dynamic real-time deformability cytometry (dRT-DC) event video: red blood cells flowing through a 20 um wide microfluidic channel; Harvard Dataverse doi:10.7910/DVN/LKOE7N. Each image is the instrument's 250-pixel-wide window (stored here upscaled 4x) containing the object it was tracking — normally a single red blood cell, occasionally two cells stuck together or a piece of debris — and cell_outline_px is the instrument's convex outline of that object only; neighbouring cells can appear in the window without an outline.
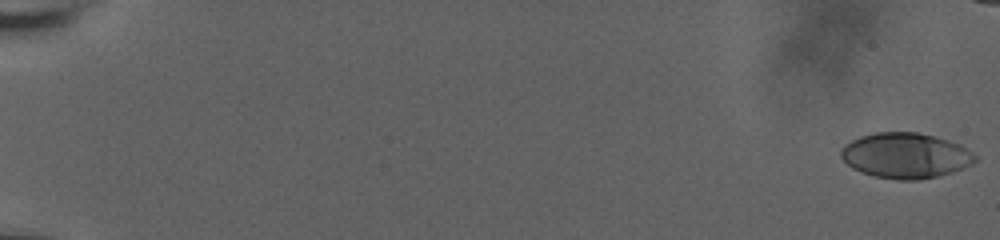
{"species": "human", "species_latin": "Homo sapiens", "temperature_condition": "room temperature", "stored_images_in_passage": 55, "camera_frame_rate_fps": 3000, "um_per_image_px": 0.085, "donor": {"sex": "male"}, "frame": {"image": 1, "passage_image": 1, "time_ms": 0.0, "image_size_px": [1000, 240], "cell_outline_px": [[976, 160], [972, 164], [952, 172], [936, 176], [916, 180], [900, 180], [876, 176], [860, 172], [852, 168], [840, 156], [840, 148], [844, 144], [860, 136], [876, 132], [916, 132], [948, 140], [960, 144], [972, 152], [976, 156]], "centroid_in_image_um": [76.94, 13.21], "position_along_channel_um": 8.1, "area_um2": 35.37}}
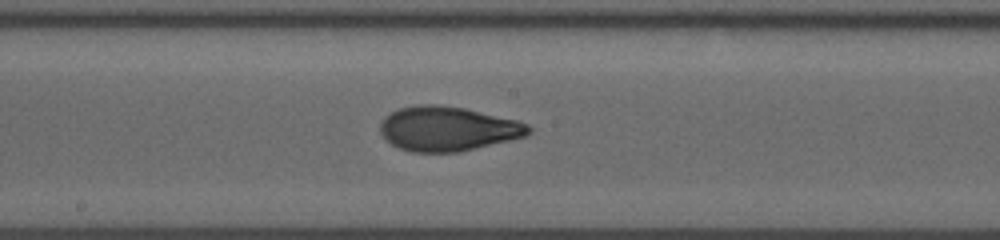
{"frame": {"image": 2, "passage_image": 35, "time_ms": 11.333, "image_size_px": [1000, 240], "cell_outline_px": [[532, 132], [524, 136], [508, 140], [456, 152], [412, 152], [400, 148], [392, 144], [380, 132], [380, 124], [384, 116], [400, 108], [416, 104], [436, 104], [464, 108], [516, 120], [528, 124], [532, 128]], "centroid_in_image_um": [38.03, 10.93], "position_along_channel_um": 210.2, "area_um2": 38.09}}
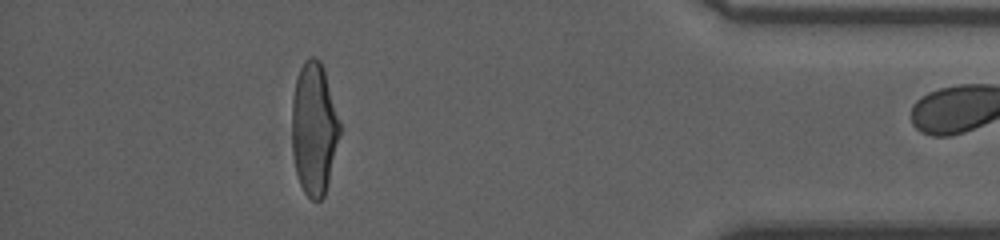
{"frame": {"image": 3, "passage_image": 54, "time_ms": 17.667, "image_size_px": [1000, 240], "cell_outline_px": [[340, 136], [328, 184], [324, 196], [320, 200], [312, 200], [304, 192], [300, 184], [296, 172], [292, 152], [292, 100], [296, 80], [300, 68], [304, 60], [308, 56], [316, 56], [320, 60], [324, 68], [340, 120]], "centroid_in_image_um": [26.7, 10.91], "position_along_channel_um": 408.5, "area_um2": 37.34}}